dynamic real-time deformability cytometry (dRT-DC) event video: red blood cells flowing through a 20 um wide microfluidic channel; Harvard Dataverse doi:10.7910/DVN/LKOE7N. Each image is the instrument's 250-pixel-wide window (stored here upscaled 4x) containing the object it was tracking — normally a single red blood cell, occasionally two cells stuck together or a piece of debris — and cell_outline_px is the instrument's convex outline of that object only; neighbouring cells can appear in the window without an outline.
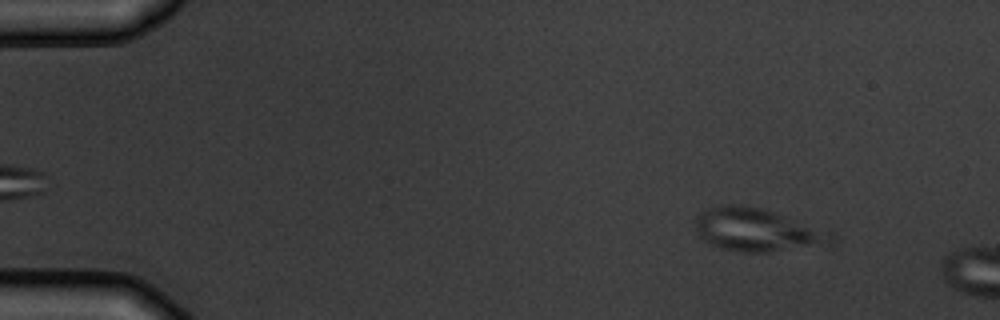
{"species": "common noctule bat (a hibernating species)", "species_latin": "Nyctalus noctula", "temperature_condition": "warm", "stored_images_in_passage": 3, "segment_of_instrument_passage": [1, 2], "camera_frame_rate_fps": 3000, "um_per_image_px": 0.085, "animal": {"sex": "male", "body_mass_g": 19.5, "forearm_length_mm": 54.6}, "frame": {"image": 1, "passage_image": 2, "time_ms": 1.0, "image_size_px": [1000, 320], "cell_outline_px": [[836, 236], [832, 240], [768, 252], [744, 252], [720, 248], [704, 240], [700, 236], [696, 228], [696, 216], [700, 212], [708, 208], [720, 204], [744, 204], [760, 208], [832, 232]], "centroid_in_image_um": [64.2, 19.5], "position_along_channel_um": 20.8, "area_um2": 32.89}}